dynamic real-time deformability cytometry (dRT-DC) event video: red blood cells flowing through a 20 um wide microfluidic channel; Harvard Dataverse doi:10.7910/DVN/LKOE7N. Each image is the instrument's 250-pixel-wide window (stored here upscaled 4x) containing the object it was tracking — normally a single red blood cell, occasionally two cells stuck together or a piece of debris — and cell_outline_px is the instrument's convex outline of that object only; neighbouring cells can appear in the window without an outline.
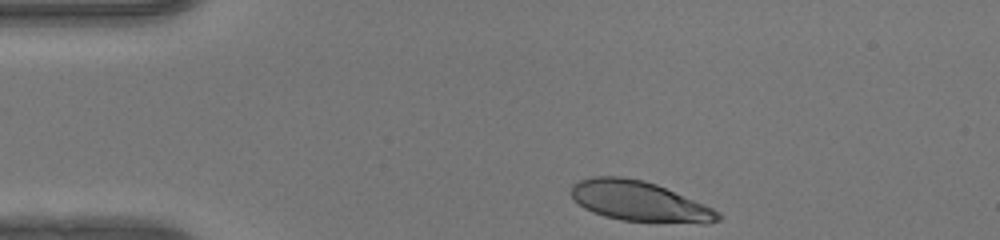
{"species": "human", "species_latin": "Homo sapiens", "temperature_condition": "warm", "stored_images_in_passage": 33, "camera_frame_rate_fps": 3000, "um_per_image_px": 0.085, "donor": {"sex": "female"}, "frame": {"image": 1, "passage_image": 1, "time_ms": 0.0, "image_size_px": [1000, 240], "cell_outline_px": [[720, 220], [708, 224], [700, 224], [620, 220], [604, 216], [592, 212], [584, 208], [572, 196], [572, 184], [580, 180], [592, 176], [620, 176], [644, 180], [656, 184], [704, 204], [720, 212]], "centroid_in_image_um": [54.37, 17.12], "position_along_channel_um": 30.6, "area_um2": 34.39}}
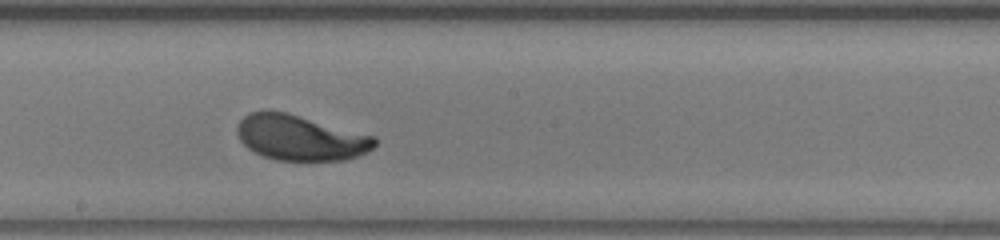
{"frame": {"image": 2, "passage_image": 19, "time_ms": 6.0, "image_size_px": [1000, 240], "cell_outline_px": [[376, 144], [368, 152], [344, 160], [276, 160], [264, 156], [248, 148], [240, 140], [236, 132], [236, 128], [240, 120], [248, 112], [288, 112], [372, 136], [376, 140]], "centroid_in_image_um": [25.5, 11.71], "position_along_channel_um": 222.7, "area_um2": 35.84}}
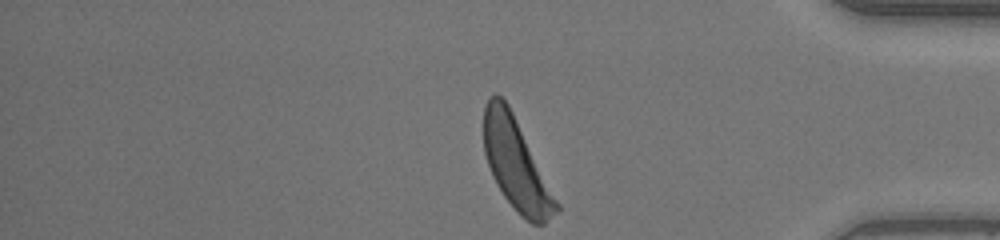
{"frame": {"image": 3, "passage_image": 33, "time_ms": 10.667, "image_size_px": [1000, 240], "cell_outline_px": [[560, 208], [544, 224], [532, 224], [520, 216], [516, 212], [504, 196], [496, 184], [492, 176], [484, 152], [484, 104], [496, 92], [508, 104], [560, 204]], "centroid_in_image_um": [43.87, 14.0], "position_along_channel_um": 391.3, "area_um2": 38.15}, "authors_computed_cell_mechanics": {"area_um2": 36.414, "velocity_mm_per_s": 4.1566, "shape_relaxation_time_tau1_ms": 1.6761, "shape_relaxation_time_tau2_ms": null, "deformation_change_tau1": 0.1319, "deformation_change_tau2": null}}